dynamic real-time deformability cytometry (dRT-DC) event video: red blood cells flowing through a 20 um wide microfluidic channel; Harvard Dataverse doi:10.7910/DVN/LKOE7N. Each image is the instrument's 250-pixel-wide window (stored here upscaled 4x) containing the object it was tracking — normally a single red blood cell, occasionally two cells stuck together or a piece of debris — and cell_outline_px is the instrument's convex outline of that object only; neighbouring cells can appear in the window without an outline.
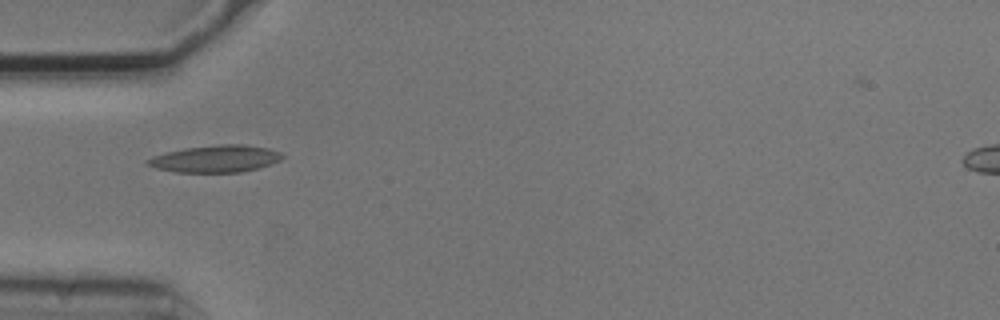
{"species": "common noctule bat (a hibernating species)", "species_latin": "Nyctalus noctula", "temperature_condition": "cold", "stored_images_in_passage": 7, "camera_frame_rate_fps": 3000, "um_per_image_px": 0.085, "animal": {"sex": "male", "body_mass_g": 20.5, "forearm_length_mm": 52.5}, "frame": {"image": 1, "passage_image": 4, "time_ms": 1.0, "image_size_px": [1000, 320], "cell_outline_px": [[284, 156], [280, 160], [256, 168], [240, 172], [176, 172], [156, 168], [148, 164], [144, 160], [152, 156], [184, 148], [220, 144], [244, 144], [268, 148], [280, 152]], "centroid_in_image_um": [18.3, 13.48], "position_along_channel_um": 66.7, "area_um2": 21.04}}
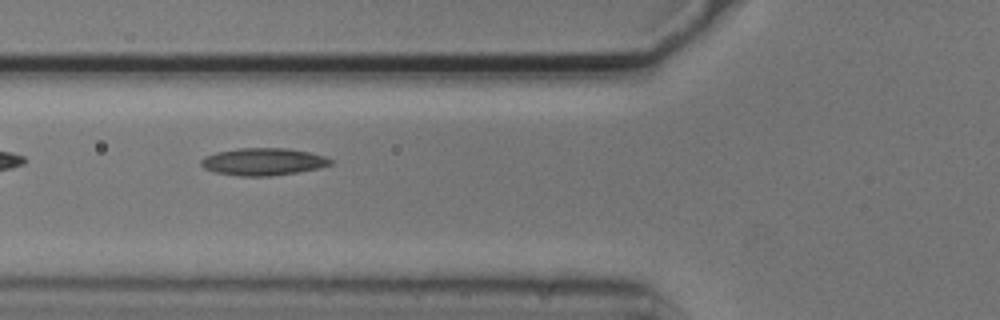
{"frame": {"image": 2, "passage_image": 5, "time_ms": 1.333, "image_size_px": [1000, 320], "cell_outline_px": [[332, 164], [320, 168], [272, 176], [240, 176], [216, 172], [204, 168], [200, 164], [200, 160], [204, 156], [216, 152], [236, 148], [288, 148], [308, 152], [324, 156], [332, 160]], "centroid_in_image_um": [22.35, 13.74], "position_along_channel_um": 103.5, "area_um2": 20.63}}